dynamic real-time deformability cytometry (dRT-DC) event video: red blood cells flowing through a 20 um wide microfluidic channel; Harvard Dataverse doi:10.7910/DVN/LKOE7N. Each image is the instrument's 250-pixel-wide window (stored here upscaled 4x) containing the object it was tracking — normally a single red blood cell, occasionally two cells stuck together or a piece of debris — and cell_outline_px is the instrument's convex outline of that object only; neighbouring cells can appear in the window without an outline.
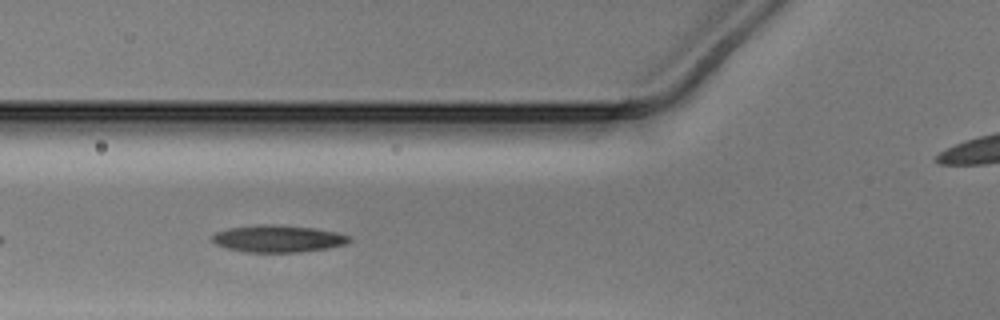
{"species": "Egyptian fruit bat (a non-hibernating species)", "species_latin": "Rousettus aegyptiacus", "temperature_condition": "warm", "stored_images_in_passage": 23, "camera_frame_rate_fps": 3000, "um_per_image_px": 0.085, "animal": {"sex": "male"}, "frame": {"image": 1, "passage_image": 5, "time_ms": 1.333, "image_size_px": [1000, 320], "cell_outline_px": [[352, 240], [344, 244], [328, 248], [300, 252], [248, 252], [228, 248], [216, 244], [212, 240], [212, 236], [216, 232], [228, 228], [256, 224], [276, 224], [312, 228], [336, 232], [348, 236]], "centroid_in_image_um": [23.61, 20.28], "position_along_channel_um": 102.2, "area_um2": 21.5}}
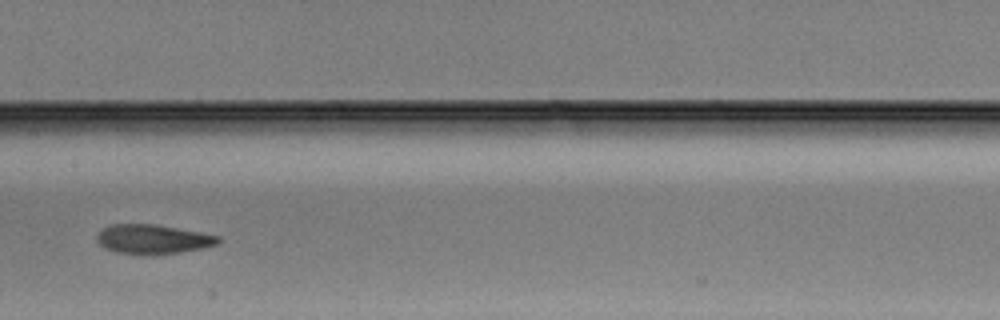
{"frame": {"image": 2, "passage_image": 12, "time_ms": 3.667, "image_size_px": [1000, 320], "cell_outline_px": [[220, 240], [216, 244], [204, 248], [180, 252], [152, 256], [144, 256], [116, 252], [100, 244], [96, 240], [96, 236], [104, 228], [112, 224], [156, 224], [200, 232], [220, 236]], "centroid_in_image_um": [13.01, 20.35], "position_along_channel_um": 194.4, "area_um2": 20.92}}
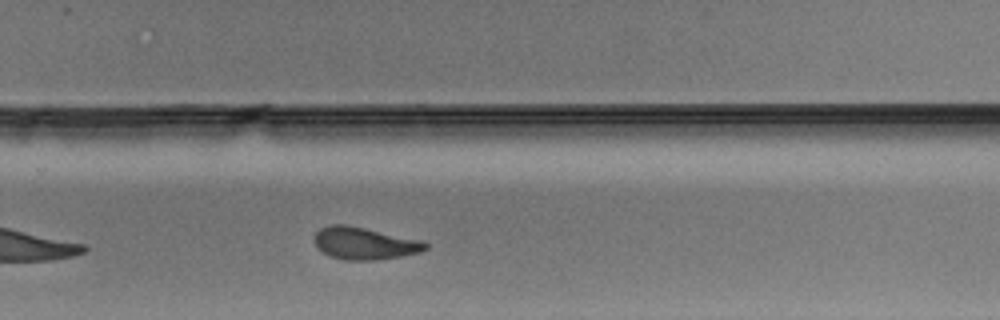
{"frame": {"image": 3, "passage_image": 20, "time_ms": 6.333, "image_size_px": [1000, 320], "cell_outline_px": [[428, 248], [420, 252], [400, 256], [372, 260], [344, 260], [332, 256], [316, 248], [312, 240], [312, 236], [320, 228], [328, 224], [344, 224], [364, 228], [420, 240], [428, 244]], "centroid_in_image_um": [30.91, 20.67], "position_along_channel_um": 298.9, "area_um2": 20.81}}